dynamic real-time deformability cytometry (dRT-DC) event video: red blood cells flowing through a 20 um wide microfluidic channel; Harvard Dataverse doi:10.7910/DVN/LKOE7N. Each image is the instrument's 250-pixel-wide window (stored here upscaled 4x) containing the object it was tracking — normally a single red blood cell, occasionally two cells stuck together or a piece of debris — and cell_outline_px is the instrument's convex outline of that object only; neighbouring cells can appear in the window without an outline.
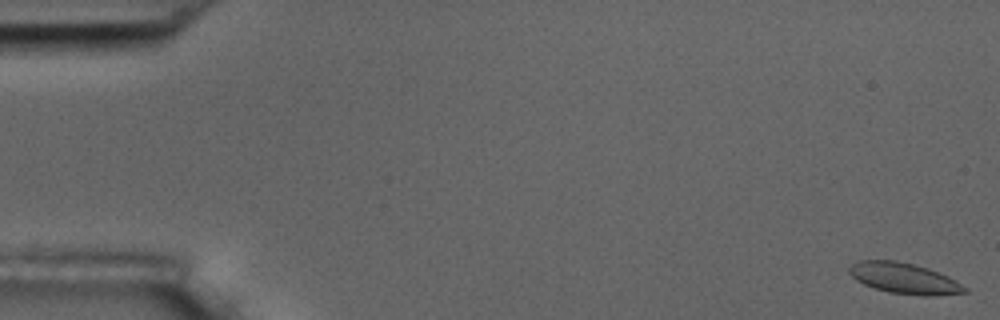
{"species": "common noctule bat (a hibernating species)", "species_latin": "Nyctalus noctula", "temperature_condition": "room temperature", "stored_images_in_passage": 56, "camera_frame_rate_fps": 3000, "um_per_image_px": 0.085, "animal": {"sex": "male", "body_mass_g": 17.5, "forearm_length_mm": 52.3}, "frame": {"image": 1, "passage_image": 1, "time_ms": 0.0, "image_size_px": [1000, 320], "cell_outline_px": [[968, 292], [928, 296], [924, 296], [888, 292], [872, 288], [856, 280], [848, 272], [848, 268], [852, 264], [860, 260], [896, 260], [928, 268], [948, 276], [968, 288]], "centroid_in_image_um": [76.84, 23.66], "position_along_channel_um": 8.2, "area_um2": 20.75}}
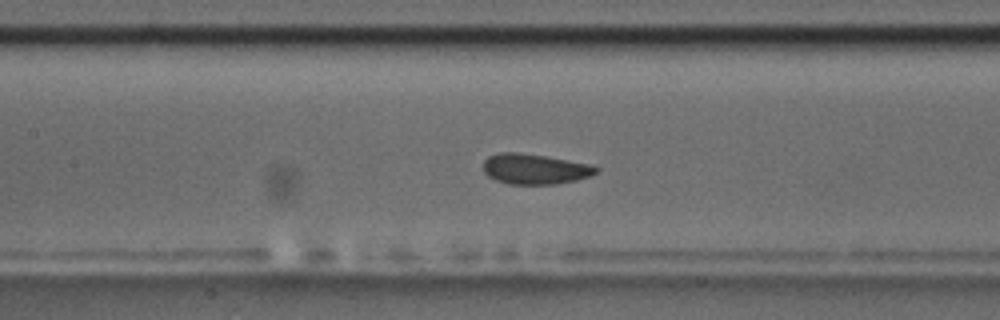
{"frame": {"image": 2, "passage_image": 26, "time_ms": 8.333, "image_size_px": [1000, 320], "cell_outline_px": [[600, 168], [592, 176], [576, 180], [556, 184], [508, 184], [496, 180], [488, 176], [484, 172], [484, 160], [488, 156], [500, 152], [520, 152], [592, 164]], "centroid_in_image_um": [45.47, 14.36], "position_along_channel_um": 161.9, "area_um2": 20.06}}
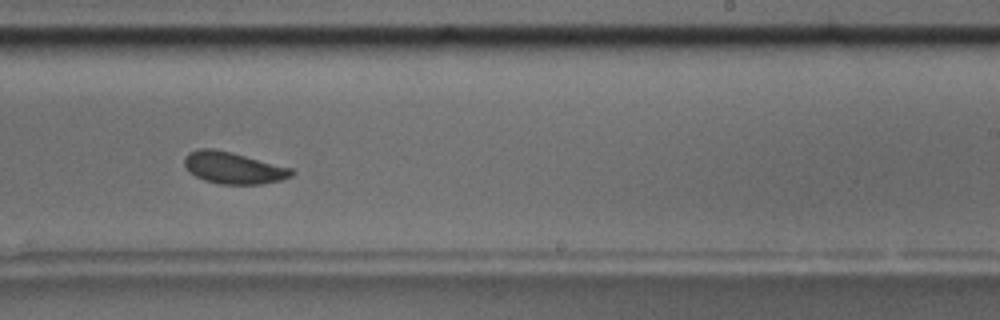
{"frame": {"image": 3, "passage_image": 35, "time_ms": 11.333, "image_size_px": [1000, 320], "cell_outline_px": [[296, 172], [292, 176], [280, 180], [260, 184], [220, 184], [204, 180], [188, 172], [184, 164], [184, 156], [188, 152], [200, 148], [212, 148], [232, 152], [292, 168]], "centroid_in_image_um": [19.82, 14.26], "position_along_channel_um": 269.2, "area_um2": 19.94}, "authors_computed_cell_mechanics": {"area_um2": 20.23, "velocity_mm_per_s": 3.5911, "shape_relaxation_time_tau1_ms": 3.2749, "shape_relaxation_time_tau2_ms": null, "deformation_change_tau1": 0.0722, "deformation_change_tau2": null}}